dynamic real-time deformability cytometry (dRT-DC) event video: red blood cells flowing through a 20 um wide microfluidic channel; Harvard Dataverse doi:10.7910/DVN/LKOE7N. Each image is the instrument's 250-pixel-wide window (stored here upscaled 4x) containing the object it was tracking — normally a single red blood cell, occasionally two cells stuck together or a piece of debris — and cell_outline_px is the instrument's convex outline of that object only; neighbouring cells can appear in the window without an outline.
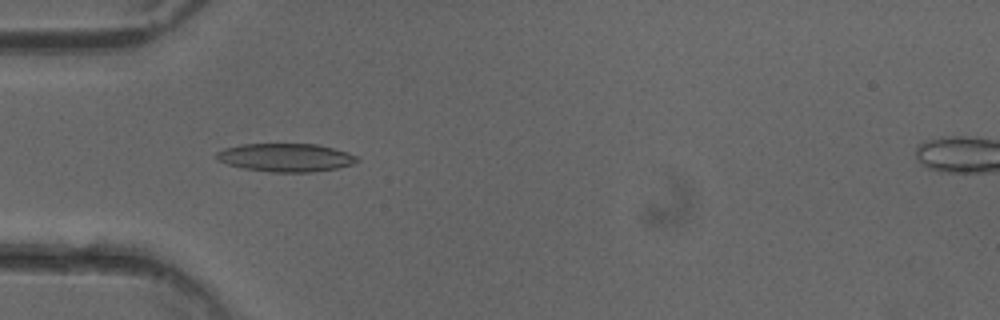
{"species": "common noctule bat (a hibernating species)", "species_latin": "Nyctalus noctula", "temperature_condition": "cold", "stored_images_in_passage": 36, "camera_frame_rate_fps": 3000, "um_per_image_px": 0.085, "animal": {"sex": "female"}, "frame": {"image": 1, "passage_image": 16, "time_ms": 5.0, "image_size_px": [1000, 320], "cell_outline_px": [[360, 160], [352, 164], [336, 168], [312, 172], [268, 172], [244, 168], [228, 164], [216, 160], [216, 152], [224, 148], [240, 144], [316, 144], [348, 152], [356, 156]], "centroid_in_image_um": [24.26, 13.39], "position_along_channel_um": 60.7, "area_um2": 23.12}}
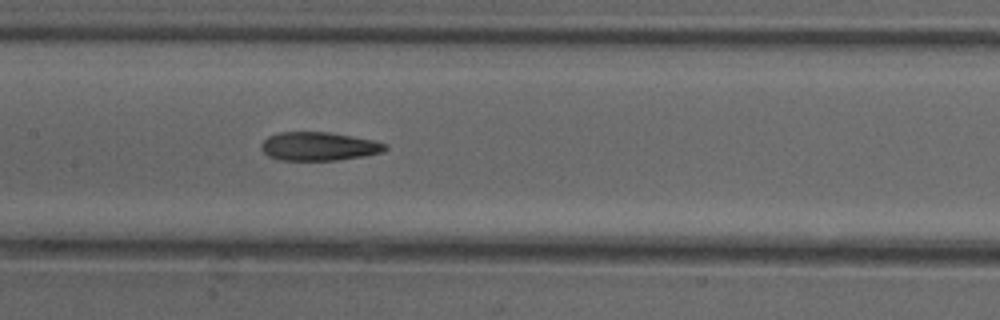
{"frame": {"image": 2, "passage_image": 25, "time_ms": 8.0, "image_size_px": [1000, 320], "cell_outline_px": [[388, 148], [384, 152], [364, 156], [336, 160], [280, 160], [268, 156], [260, 148], [260, 144], [268, 136], [280, 132], [328, 132], [372, 140], [388, 144]], "centroid_in_image_um": [27.09, 12.44], "position_along_channel_um": 180.3, "area_um2": 20.63}}
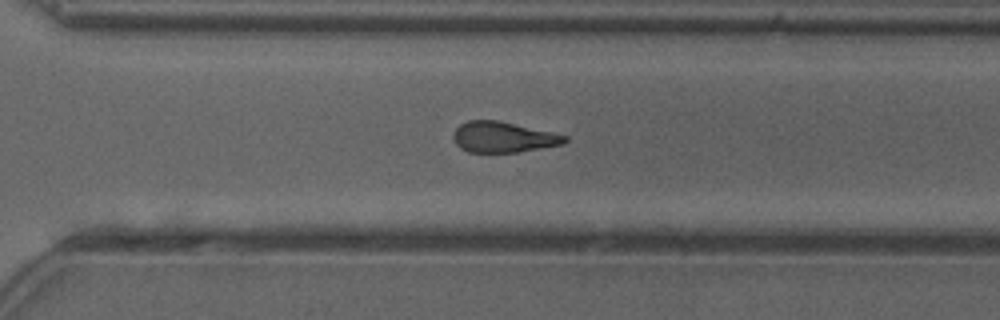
{"frame": {"image": 3, "passage_image": 36, "time_ms": 11.667, "image_size_px": [1000, 320], "cell_outline_px": [[568, 140], [564, 144], [516, 152], [468, 152], [460, 148], [456, 144], [452, 136], [456, 128], [460, 124], [468, 120], [496, 120], [552, 132], [568, 136]], "centroid_in_image_um": [42.75, 11.65], "position_along_channel_um": 327.8, "area_um2": 19.83}}